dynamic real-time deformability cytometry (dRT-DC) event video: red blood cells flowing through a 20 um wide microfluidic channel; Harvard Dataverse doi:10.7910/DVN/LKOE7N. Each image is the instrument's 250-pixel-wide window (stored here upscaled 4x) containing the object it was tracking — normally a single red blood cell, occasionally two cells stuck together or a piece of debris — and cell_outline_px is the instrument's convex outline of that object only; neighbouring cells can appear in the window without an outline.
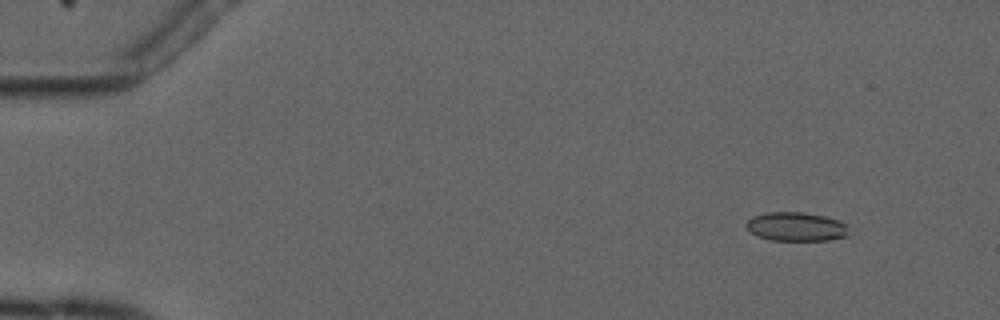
{"species": "common noctule bat (a hibernating species)", "species_latin": "Nyctalus noctula", "temperature_condition": "cold", "stored_images_in_passage": 4, "camera_frame_rate_fps": 3000, "um_per_image_px": 0.085, "animal": {"sex": "male", "forearm_length_mm": 52.5}, "frame": {"image": 1, "passage_image": 1, "time_ms": 0.0, "image_size_px": [1000, 320], "cell_outline_px": [[856, 232], [848, 236], [828, 240], [772, 240], [756, 236], [744, 224], [752, 216], [768, 212], [804, 212], [824, 216], [848, 224]], "centroid_in_image_um": [67.77, 19.27], "position_along_channel_um": 17.2, "area_um2": 17.63}}